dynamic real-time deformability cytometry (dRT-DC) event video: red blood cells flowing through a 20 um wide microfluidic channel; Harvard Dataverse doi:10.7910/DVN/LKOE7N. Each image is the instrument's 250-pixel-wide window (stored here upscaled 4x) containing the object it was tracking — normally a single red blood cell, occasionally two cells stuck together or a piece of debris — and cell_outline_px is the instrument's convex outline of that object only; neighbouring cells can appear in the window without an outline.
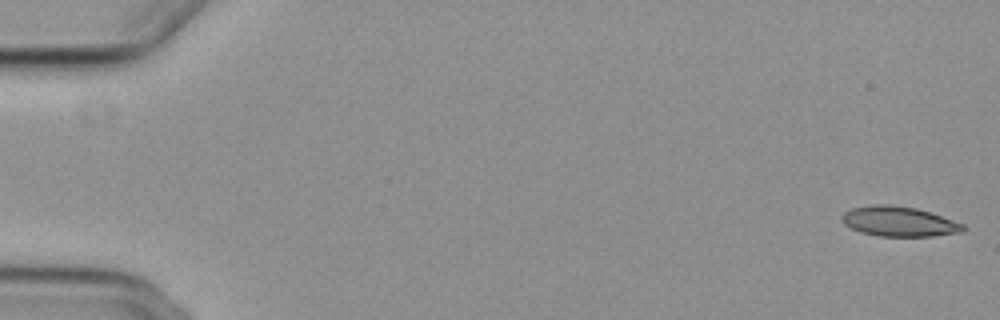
{"species": "common noctule bat (a hibernating species)", "species_latin": "Nyctalus noctula", "temperature_condition": "cold", "stored_images_in_passage": 7, "camera_frame_rate_fps": 3000, "um_per_image_px": 0.085, "animal": {"sex": "female", "body_mass_g": 29.2, "forearm_length_mm": 56.3}, "frame": {"image": 1, "passage_image": 1, "time_ms": 0.0, "image_size_px": [1000, 320], "cell_outline_px": [[968, 228], [964, 232], [932, 236], [880, 236], [860, 232], [844, 224], [840, 216], [844, 212], [852, 208], [872, 204], [892, 204], [916, 208], [964, 224]], "centroid_in_image_um": [76.41, 18.82], "position_along_channel_um": 8.6, "area_um2": 21.21}}